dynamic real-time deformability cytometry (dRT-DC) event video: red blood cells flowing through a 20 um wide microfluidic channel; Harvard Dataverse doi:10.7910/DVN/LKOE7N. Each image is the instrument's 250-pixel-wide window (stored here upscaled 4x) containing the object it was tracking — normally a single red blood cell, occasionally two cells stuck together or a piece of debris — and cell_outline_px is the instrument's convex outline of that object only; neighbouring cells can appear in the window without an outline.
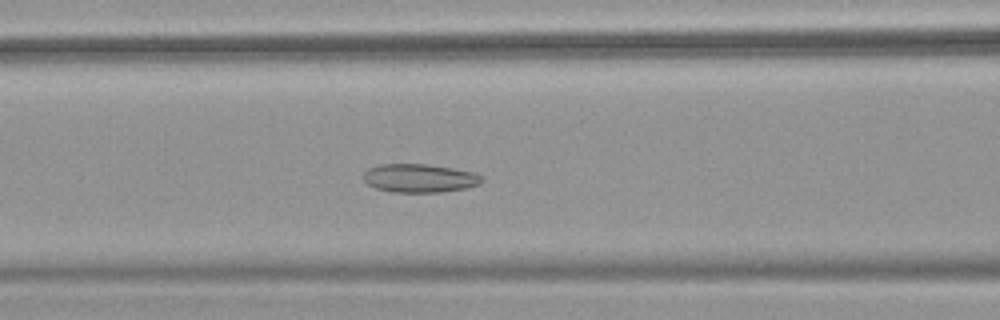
{"species": "common noctule bat (a hibernating species)", "species_latin": "Nyctalus noctula", "temperature_condition": "warm", "stored_images_in_passage": 35, "camera_frame_rate_fps": 3000, "um_per_image_px": 0.085, "animal": {"sex": "female", "body_mass_g": 18.4}, "frame": {"image": 1, "passage_image": 5, "time_ms": 1.333, "image_size_px": [1000, 320], "cell_outline_px": [[484, 180], [480, 184], [464, 188], [440, 192], [388, 192], [376, 188], [368, 184], [364, 180], [364, 172], [368, 168], [380, 164], [428, 164], [452, 168], [472, 172], [484, 176]], "centroid_in_image_um": [35.66, 15.14], "position_along_channel_um": 130.9, "area_um2": 19.71}}
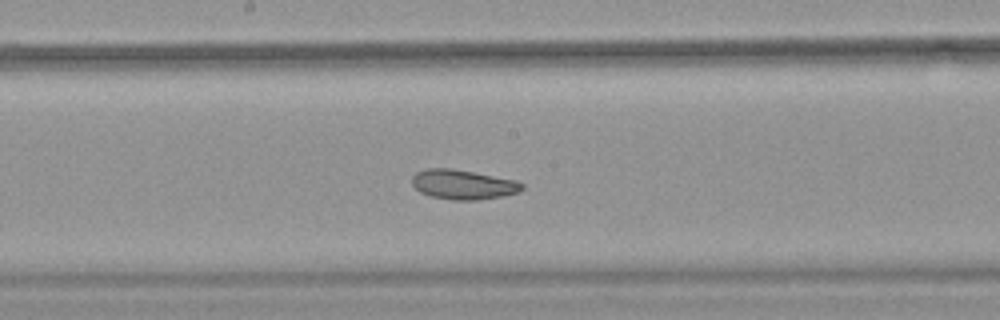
{"frame": {"image": 2, "passage_image": 11, "time_ms": 3.333, "image_size_px": [1000, 320], "cell_outline_px": [[524, 188], [520, 192], [500, 196], [476, 200], [452, 200], [432, 196], [420, 192], [412, 184], [412, 176], [416, 172], [428, 168], [452, 168], [516, 180], [524, 184]], "centroid_in_image_um": [39.36, 15.68], "position_along_channel_um": 208.8, "area_um2": 18.96}}
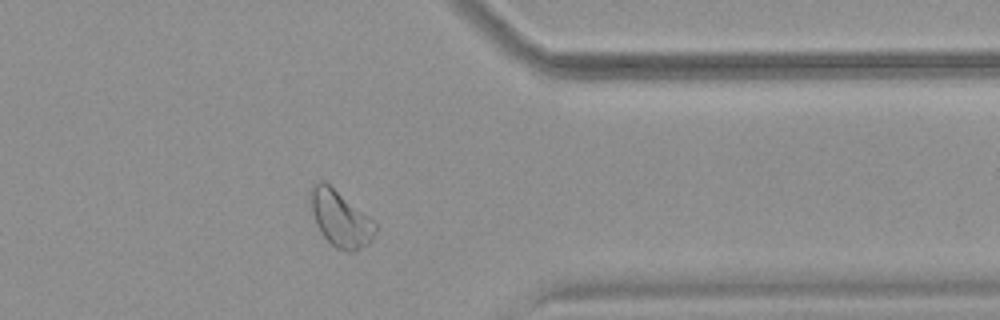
{"frame": {"image": 3, "passage_image": 25, "time_ms": 8.0, "image_size_px": [1000, 320], "cell_outline_px": [[376, 232], [372, 240], [368, 244], [352, 252], [348, 252], [336, 248], [324, 236], [316, 224], [312, 212], [308, 196], [308, 192], [320, 180], [324, 180], [372, 220], [376, 224]], "centroid_in_image_um": [28.9, 18.59], "position_along_channel_um": 382.5, "area_um2": 20.81}}